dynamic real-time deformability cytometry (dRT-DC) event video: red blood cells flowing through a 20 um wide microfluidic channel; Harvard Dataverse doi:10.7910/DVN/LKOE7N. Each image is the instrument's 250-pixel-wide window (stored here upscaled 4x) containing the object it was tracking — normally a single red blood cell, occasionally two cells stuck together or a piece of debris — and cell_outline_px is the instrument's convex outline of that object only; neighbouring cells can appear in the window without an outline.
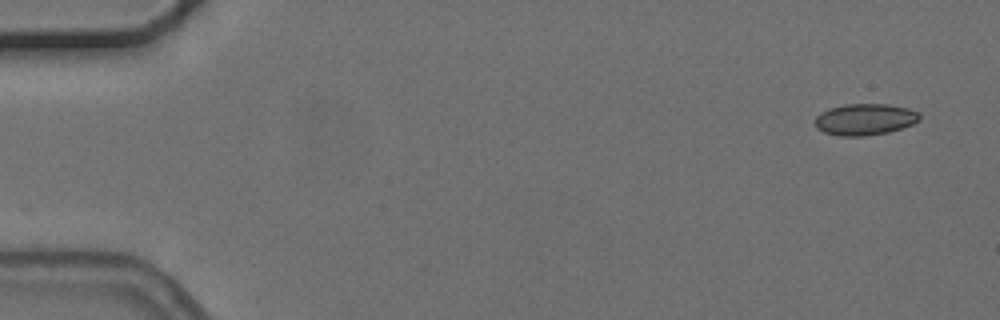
{"species": "common noctule bat (a hibernating species)", "species_latin": "Nyctalus noctula", "temperature_condition": "cold", "stored_images_in_passage": 4, "camera_frame_rate_fps": 3000, "um_per_image_px": 0.085, "animal": {"sex": "female", "body_mass_g": 24.6, "forearm_length_mm": 56.2}, "frame": {"image": 1, "passage_image": 1, "time_ms": 0.0, "image_size_px": [1000, 320], "cell_outline_px": [[920, 120], [912, 124], [888, 132], [864, 136], [840, 136], [824, 132], [816, 128], [816, 116], [820, 112], [828, 108], [844, 104], [888, 104], [908, 108], [916, 112], [920, 116]], "centroid_in_image_um": [73.49, 10.14], "position_along_channel_um": 11.5, "area_um2": 19.13}}
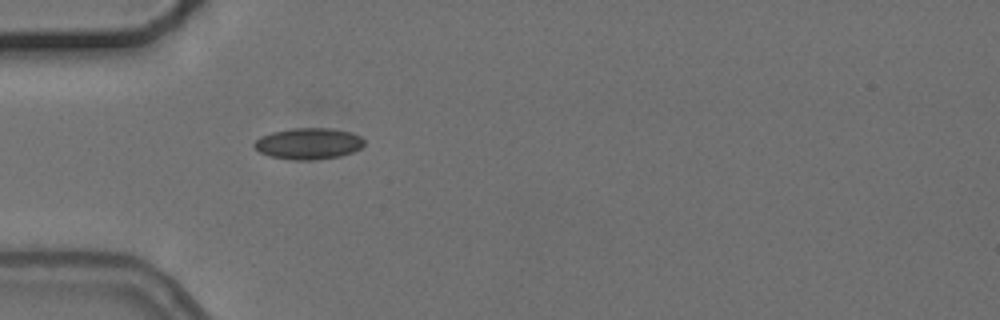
{"frame": {"image": 2, "passage_image": 4, "time_ms": 4.667, "image_size_px": [1000, 320], "cell_outline_px": [[364, 144], [360, 148], [352, 152], [340, 156], [312, 160], [292, 160], [268, 156], [260, 152], [252, 144], [260, 136], [272, 132], [292, 128], [332, 128], [352, 132], [360, 136], [364, 140]], "centroid_in_image_um": [26.21, 12.2], "position_along_channel_um": 58.8, "area_um2": 20.17}}